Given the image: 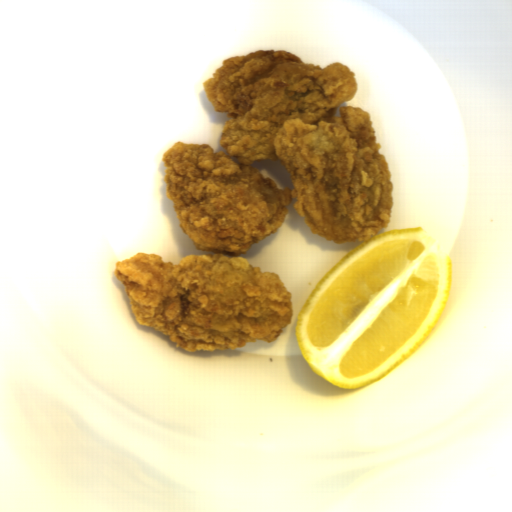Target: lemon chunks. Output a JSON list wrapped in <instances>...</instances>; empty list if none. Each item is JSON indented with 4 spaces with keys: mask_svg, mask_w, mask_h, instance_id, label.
<instances>
[{
    "mask_svg": "<svg viewBox=\"0 0 512 512\" xmlns=\"http://www.w3.org/2000/svg\"><path fill=\"white\" fill-rule=\"evenodd\" d=\"M452 276V259L421 227L362 241L325 273L297 314L305 363L341 389L381 380L437 328Z\"/></svg>",
    "mask_w": 512,
    "mask_h": 512,
    "instance_id": "e0be4373",
    "label": "lemon chunks"
}]
</instances>
